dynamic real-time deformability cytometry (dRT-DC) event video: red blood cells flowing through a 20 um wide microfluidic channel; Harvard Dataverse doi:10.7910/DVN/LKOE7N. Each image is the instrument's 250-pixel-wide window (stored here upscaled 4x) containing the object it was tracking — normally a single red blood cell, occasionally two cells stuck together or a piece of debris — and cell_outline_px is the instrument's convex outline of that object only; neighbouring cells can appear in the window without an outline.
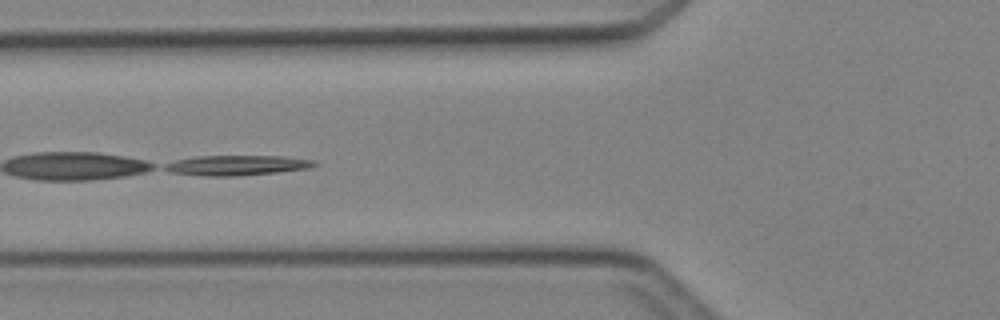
{"species": "Egyptian fruit bat (a non-hibernating species)", "species_latin": "Rousettus aegyptiacus", "temperature_condition": "cold", "stored_images_in_passage": 4, "segment_of_instrument_passage": [2, 2], "camera_frame_rate_fps": 3000, "um_per_image_px": 0.085, "animal": {"sex": "female"}, "frame": {"image": 1, "passage_image": 4, "time_ms": 3.333, "image_size_px": [1000, 320], "cell_outline_px": [[316, 164], [308, 168], [276, 172], [236, 176], [200, 176], [172, 172], [164, 168], [164, 164], [176, 160], [196, 156], [284, 156], [312, 160]], "centroid_in_image_um": [20.08, 14.05], "position_along_channel_um": 105.7, "area_um2": 17.28}}